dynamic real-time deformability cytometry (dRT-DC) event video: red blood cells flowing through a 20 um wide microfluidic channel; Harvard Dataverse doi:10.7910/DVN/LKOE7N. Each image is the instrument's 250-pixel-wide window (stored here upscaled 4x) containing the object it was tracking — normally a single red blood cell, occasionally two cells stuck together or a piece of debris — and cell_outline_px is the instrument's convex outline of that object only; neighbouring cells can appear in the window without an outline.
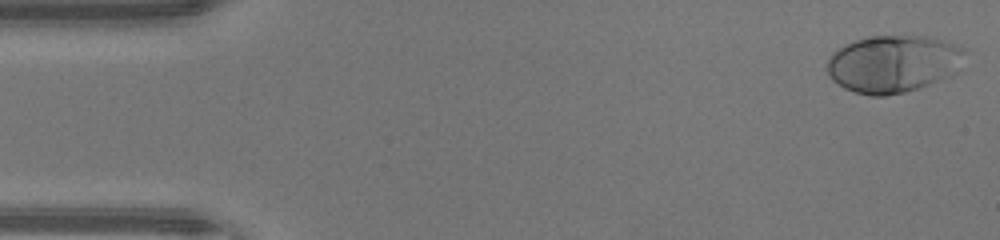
{"species": "human", "species_latin": "Homo sapiens", "temperature_condition": "warm", "stored_images_in_passage": 46, "camera_frame_rate_fps": 3000, "um_per_image_px": 0.085, "donor": {"sex": "male"}, "frame": {"image": 1, "passage_image": 1, "time_ms": 0.0, "image_size_px": [1000, 240], "cell_outline_px": [[964, 52], [960, 68], [952, 76], [920, 88], [904, 92], [884, 96], [872, 96], [856, 92], [844, 88], [832, 80], [828, 72], [828, 60], [832, 52], [856, 40], [872, 36], [928, 36], [964, 48]], "centroid_in_image_um": [75.94, 5.44], "position_along_channel_um": 9.1, "area_um2": 45.84}}
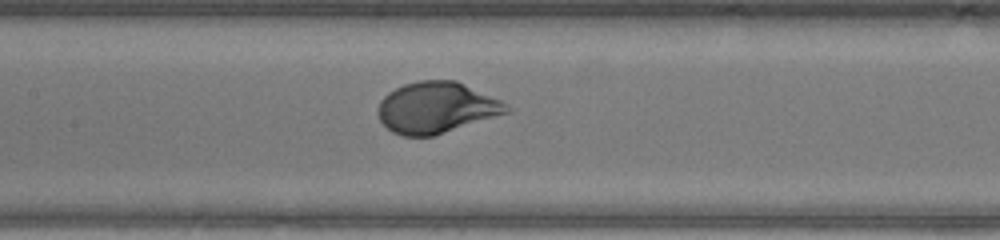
{"frame": {"image": 2, "passage_image": 21, "time_ms": 6.667, "image_size_px": [1000, 240], "cell_outline_px": [[512, 112], [432, 136], [404, 136], [392, 132], [380, 120], [376, 112], [376, 108], [380, 100], [388, 92], [404, 84], [420, 80], [456, 80], [500, 100], [512, 108]], "centroid_in_image_um": [37.09, 9.15], "position_along_channel_um": 170.3, "area_um2": 38.44}}
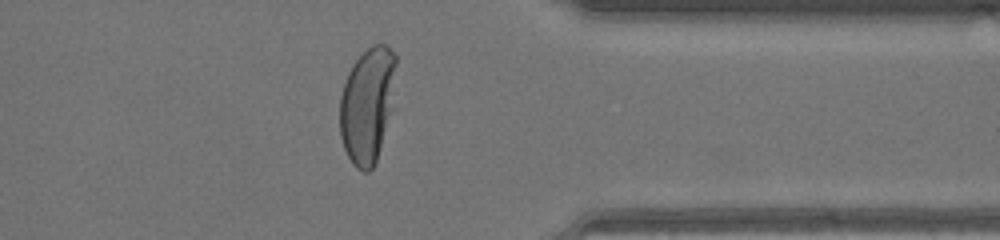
{"frame": {"image": 3, "passage_image": 36, "time_ms": 11.667, "image_size_px": [1000, 240], "cell_outline_px": [[396, 108], [376, 160], [372, 168], [368, 172], [364, 172], [356, 168], [352, 164], [344, 148], [340, 136], [340, 96], [348, 72], [352, 64], [372, 44], [384, 44], [396, 56]], "centroid_in_image_um": [31.29, 8.94], "position_along_channel_um": 380.1, "area_um2": 38.96}, "authors_computed_cell_mechanics": {"area_um2": 39.6797, "velocity_mm_per_s": 4.4187, "shape_relaxation_time_tau1_ms": 2.7186, "shape_relaxation_time_tau2_ms": null, "deformation_change_tau1": 0.2168, "deformation_change_tau2": null}}